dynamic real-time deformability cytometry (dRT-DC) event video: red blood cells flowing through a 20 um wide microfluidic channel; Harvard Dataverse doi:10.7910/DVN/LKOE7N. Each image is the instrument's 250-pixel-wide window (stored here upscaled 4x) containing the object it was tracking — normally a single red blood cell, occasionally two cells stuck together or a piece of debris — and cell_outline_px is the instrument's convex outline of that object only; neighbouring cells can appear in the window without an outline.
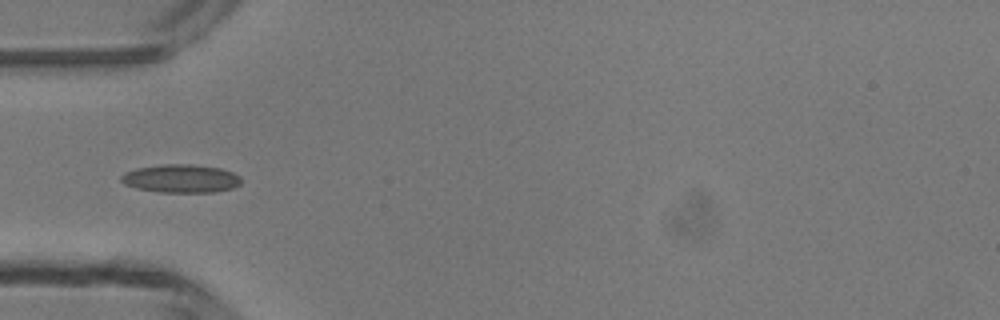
{"species": "common noctule bat (a hibernating species)", "species_latin": "Nyctalus noctula", "temperature_condition": "room temperature", "stored_images_in_passage": 5, "camera_frame_rate_fps": 3000, "um_per_image_px": 0.085, "animal": {"sex": "male", "body_mass_g": 13.3}, "frame": {"image": 1, "passage_image": 4, "time_ms": 4.333, "image_size_px": [1000, 320], "cell_outline_px": [[240, 184], [232, 188], [216, 192], [160, 192], [136, 188], [124, 184], [120, 180], [120, 176], [136, 168], [160, 164], [188, 164], [220, 168], [232, 172], [240, 176]], "centroid_in_image_um": [15.37, 15.18], "position_along_channel_um": 69.6, "area_um2": 19.71}}
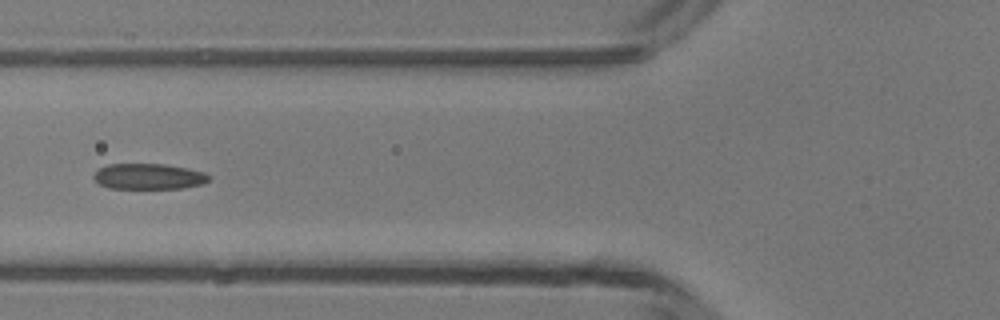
{"frame": {"image": 2, "passage_image": 5, "time_ms": 5.333, "image_size_px": [1000, 320], "cell_outline_px": [[208, 180], [204, 184], [184, 188], [108, 188], [100, 184], [92, 176], [100, 168], [108, 164], [164, 164], [188, 168], [204, 172], [208, 176]], "centroid_in_image_um": [12.65, 15.0], "position_along_channel_um": 113.2, "area_um2": 17.17}}